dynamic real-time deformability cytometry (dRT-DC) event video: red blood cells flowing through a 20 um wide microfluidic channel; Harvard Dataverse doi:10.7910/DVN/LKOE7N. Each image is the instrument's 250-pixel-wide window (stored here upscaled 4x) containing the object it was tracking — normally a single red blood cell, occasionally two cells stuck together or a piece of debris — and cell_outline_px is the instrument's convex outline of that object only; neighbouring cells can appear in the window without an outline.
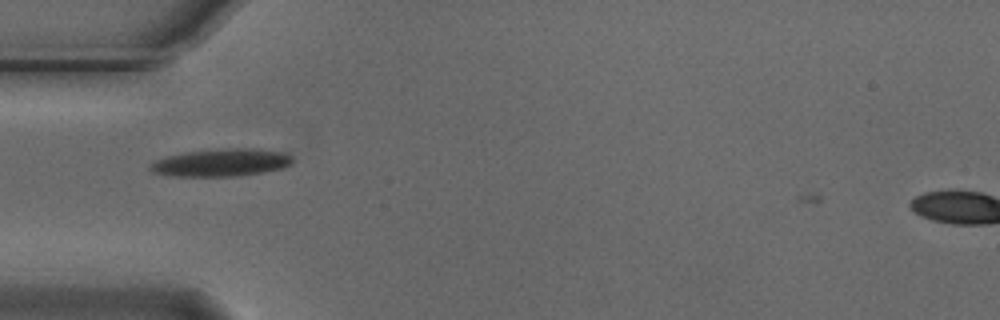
{"species": "Egyptian fruit bat (a non-hibernating species)", "species_latin": "Rousettus aegyptiacus", "temperature_condition": "cold", "stored_images_in_passage": 39, "camera_frame_rate_fps": 3000, "um_per_image_px": 0.085, "animal": {"sex": "male"}, "frame": {"image": 1, "passage_image": 2, "time_ms": 0.333, "image_size_px": [1000, 320], "cell_outline_px": [[292, 164], [284, 168], [264, 172], [236, 176], [172, 176], [152, 172], [148, 168], [148, 164], [164, 156], [184, 152], [224, 148], [252, 148], [284, 152], [292, 156]], "centroid_in_image_um": [18.79, 13.81], "position_along_channel_um": 66.2, "area_um2": 23.18}}
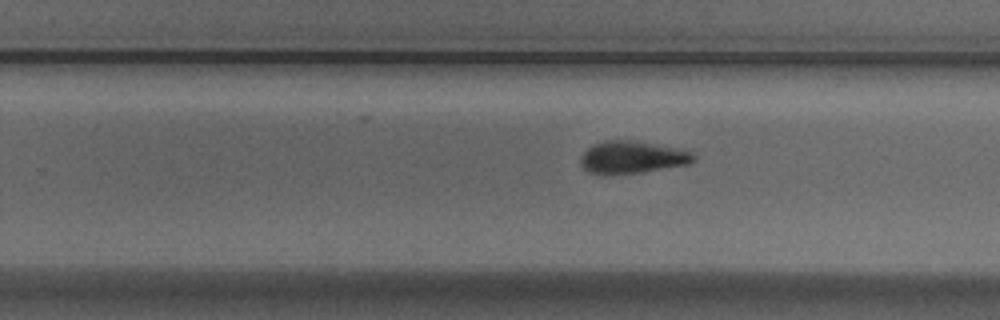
{"frame": {"image": 2, "passage_image": 19, "time_ms": 6.0, "image_size_px": [1000, 320], "cell_outline_px": [[696, 160], [688, 164], [640, 172], [604, 176], [588, 172], [580, 164], [580, 156], [592, 144], [604, 140], [628, 140], [672, 148], [692, 152], [696, 156]], "centroid_in_image_um": [53.65, 13.39], "position_along_channel_um": 276.1, "area_um2": 21.21}}
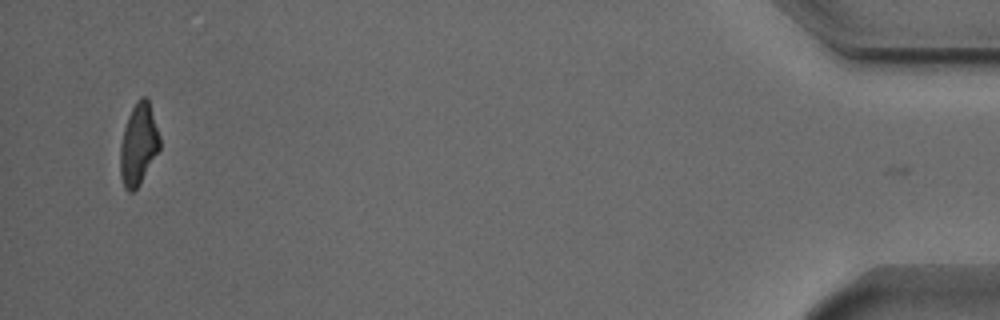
{"frame": {"image": 3, "passage_image": 38, "time_ms": 12.333, "image_size_px": [1000, 320], "cell_outline_px": [[160, 148], [140, 184], [132, 192], [128, 192], [124, 188], [120, 176], [120, 144], [124, 128], [128, 116], [136, 100], [140, 96], [144, 96], [148, 100], [160, 136]], "centroid_in_image_um": [11.76, 12.28], "position_along_channel_um": 423.4, "area_um2": 18.79}, "authors_computed_cell_mechanics": {"area_um2": 20.6924, "velocity_mm_per_s": 3.7129, "shape_relaxation_time_tau1_ms": 2.7915, "shape_relaxation_time_tau2_ms": 4.5296, "deformation_change_tau1": 0.1516, "deformation_change_tau2": 0.1386}}